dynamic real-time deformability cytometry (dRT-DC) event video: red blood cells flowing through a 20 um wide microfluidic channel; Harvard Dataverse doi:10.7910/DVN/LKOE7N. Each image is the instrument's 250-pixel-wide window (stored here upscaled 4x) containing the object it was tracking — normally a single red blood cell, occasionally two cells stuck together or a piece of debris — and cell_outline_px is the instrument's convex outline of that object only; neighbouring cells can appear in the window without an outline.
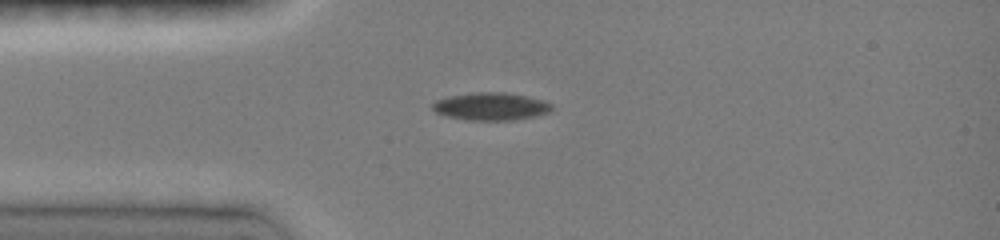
{"species": "common noctule bat (a hibernating species)", "species_latin": "Nyctalus noctula", "temperature_condition": "room temperature", "stored_images_in_passage": 2, "camera_frame_rate_fps": 3000, "um_per_image_px": 0.085, "animal": {"sex": "female", "body_mass_g": 19.0, "forearm_length_mm": 51.5}, "frame": {"image": 1, "passage_image": 1, "time_ms": 0.0, "image_size_px": [1000, 240], "cell_outline_px": [[552, 108], [548, 112], [536, 116], [512, 120], [468, 120], [448, 116], [436, 112], [432, 108], [432, 104], [436, 100], [448, 96], [476, 92], [504, 92], [544, 100], [552, 104]], "centroid_in_image_um": [41.72, 9.04], "position_along_channel_um": 43.3, "area_um2": 19.07}}